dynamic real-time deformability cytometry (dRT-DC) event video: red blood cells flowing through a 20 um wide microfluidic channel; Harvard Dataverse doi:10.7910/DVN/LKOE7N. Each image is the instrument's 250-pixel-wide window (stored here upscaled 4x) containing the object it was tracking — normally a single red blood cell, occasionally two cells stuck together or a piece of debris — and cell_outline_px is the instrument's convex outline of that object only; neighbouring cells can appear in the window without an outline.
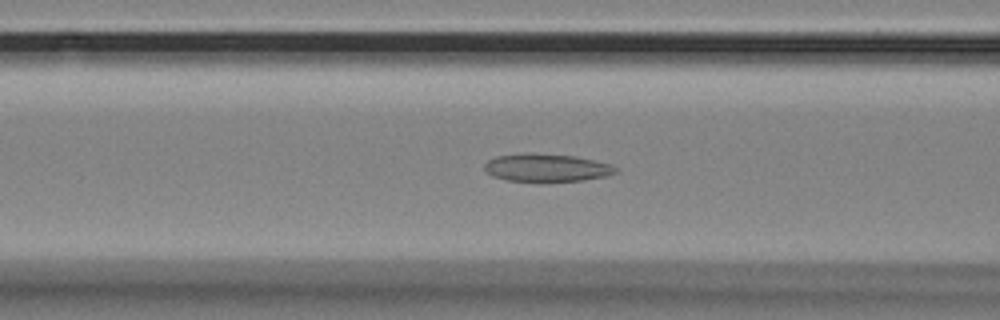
{"species": "Egyptian fruit bat (a non-hibernating species)", "species_latin": "Rousettus aegyptiacus", "temperature_condition": "room temperature", "stored_images_in_passage": 55, "camera_frame_rate_fps": 3000, "um_per_image_px": 0.085, "animal": {"sex": "female"}, "frame": {"image": 1, "passage_image": 21, "time_ms": 6.667, "image_size_px": [1000, 320], "cell_outline_px": [[616, 172], [604, 176], [580, 180], [540, 184], [508, 180], [492, 176], [484, 168], [484, 164], [488, 160], [496, 156], [524, 152], [528, 152], [572, 156], [612, 164], [616, 168]], "centroid_in_image_um": [46.39, 14.28], "position_along_channel_um": 120.2, "area_um2": 21.79}}
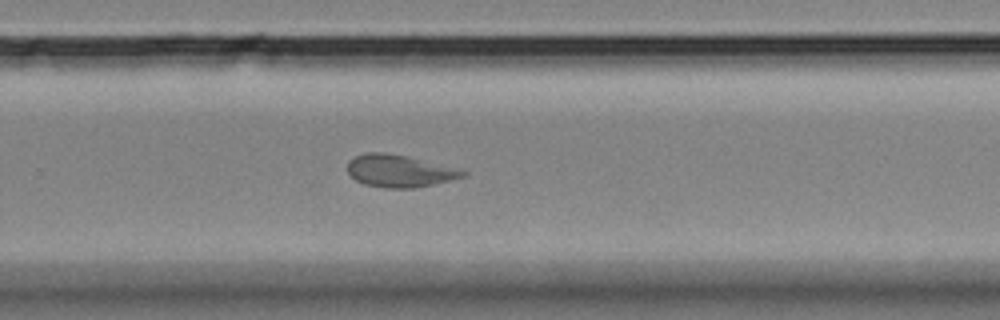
{"frame": {"image": 2, "passage_image": 36, "time_ms": 11.667, "image_size_px": [1000, 320], "cell_outline_px": [[468, 172], [464, 176], [432, 184], [412, 188], [384, 188], [364, 184], [356, 180], [348, 172], [348, 160], [356, 156], [368, 152], [384, 152], [408, 156]], "centroid_in_image_um": [33.88, 14.53], "position_along_channel_um": 295.9, "area_um2": 21.27}}
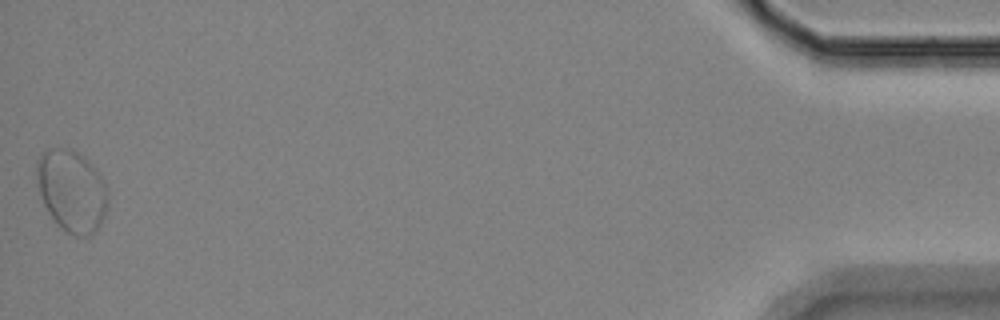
{"frame": {"image": 3, "passage_image": 55, "time_ms": 18.0, "image_size_px": [1000, 320], "cell_outline_px": [[108, 204], [104, 216], [96, 232], [92, 236], [72, 236], [64, 232], [60, 228], [48, 212], [44, 204], [36, 180], [36, 160], [48, 148], [64, 148], [76, 152], [84, 156], [100, 172], [104, 180], [108, 196]], "centroid_in_image_um": [6.11, 16.24], "position_along_channel_um": 429.1, "area_um2": 34.39}, "authors_computed_cell_mechanics": {"area_um2": 23.5246, "velocity_mm_per_s": 3.5194, "shape_relaxation_time_tau1_ms": null, "shape_relaxation_time_tau2_ms": 3.2553, "deformation_change_tau1": null, "deformation_change_tau2": 0.0773}}